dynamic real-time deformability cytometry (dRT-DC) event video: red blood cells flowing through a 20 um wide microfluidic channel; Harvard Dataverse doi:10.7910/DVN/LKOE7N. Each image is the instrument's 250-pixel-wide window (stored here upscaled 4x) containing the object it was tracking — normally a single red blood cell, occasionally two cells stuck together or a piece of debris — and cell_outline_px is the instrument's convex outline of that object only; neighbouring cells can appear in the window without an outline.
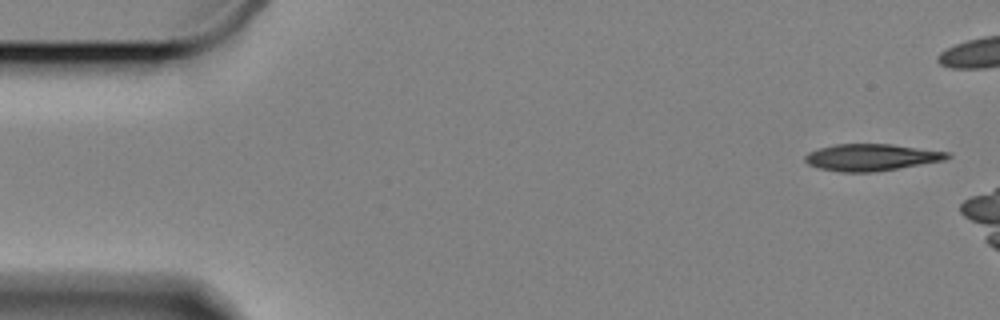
{"species": "Egyptian fruit bat (a non-hibernating species)", "species_latin": "Rousettus aegyptiacus", "temperature_condition": "cold", "stored_images_in_passage": 14, "camera_frame_rate_fps": 3000, "um_per_image_px": 0.085, "animal": {"sex": "female"}, "frame": {"image": 1, "passage_image": 1, "time_ms": 0.0, "image_size_px": [1000, 320], "cell_outline_px": [[952, 156], [944, 160], [900, 168], [876, 172], [840, 172], [820, 168], [808, 164], [804, 160], [804, 156], [808, 152], [820, 148], [836, 144], [892, 144], [952, 152]], "centroid_in_image_um": [74.1, 13.37], "position_along_channel_um": 10.9, "area_um2": 22.37}}